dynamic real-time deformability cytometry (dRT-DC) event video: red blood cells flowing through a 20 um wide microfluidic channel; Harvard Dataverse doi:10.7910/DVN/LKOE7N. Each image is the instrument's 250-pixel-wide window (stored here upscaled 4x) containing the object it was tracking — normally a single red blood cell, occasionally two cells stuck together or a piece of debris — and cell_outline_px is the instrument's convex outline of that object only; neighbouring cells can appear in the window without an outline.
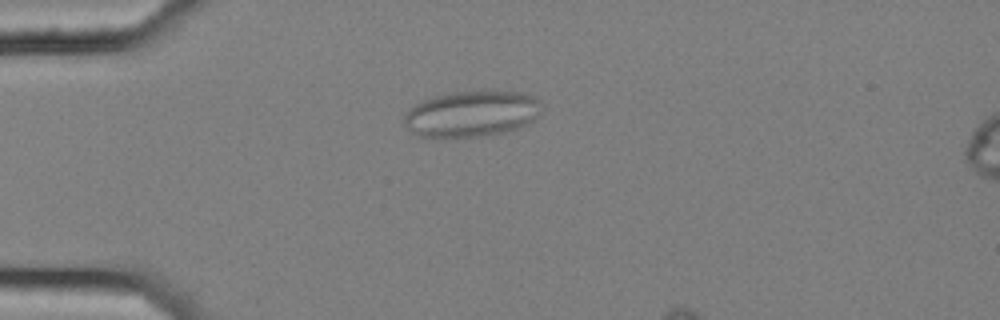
{"species": "common noctule bat (a hibernating species)", "species_latin": "Nyctalus noctula", "temperature_condition": "cold", "stored_images_in_passage": 5, "camera_frame_rate_fps": 3000, "um_per_image_px": 0.085, "animal": {"sex": "female", "body_mass_g": 25.1}, "frame": {"image": 1, "passage_image": 3, "time_ms": 0.667, "image_size_px": [1000, 320], "cell_outline_px": [[540, 112], [532, 124], [504, 132], [488, 136], [416, 136], [404, 124], [404, 116], [420, 100], [428, 96], [452, 92], [524, 92], [536, 96], [540, 100]], "centroid_in_image_um": [40.13, 9.67], "position_along_channel_um": 44.9, "area_um2": 36.93}}